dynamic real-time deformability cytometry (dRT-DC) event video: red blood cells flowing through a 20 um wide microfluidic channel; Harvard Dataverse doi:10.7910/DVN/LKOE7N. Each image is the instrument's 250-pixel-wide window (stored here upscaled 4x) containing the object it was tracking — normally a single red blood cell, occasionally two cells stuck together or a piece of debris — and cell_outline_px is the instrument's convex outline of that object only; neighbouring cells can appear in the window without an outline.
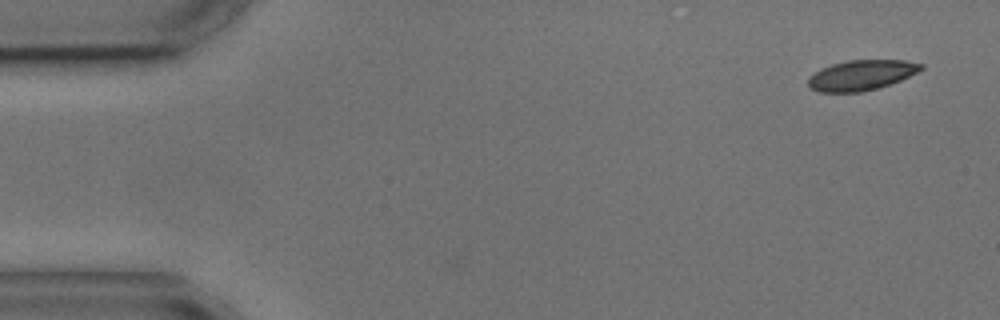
{"species": "common noctule bat (a hibernating species)", "species_latin": "Nyctalus noctula", "temperature_condition": "cold", "stored_images_in_passage": 5, "camera_frame_rate_fps": 3000, "um_per_image_px": 0.085, "animal": {"sex": "male", "body_mass_g": 17.9, "forearm_length_mm": 54.2}, "frame": {"image": 1, "passage_image": 1, "time_ms": 0.0, "image_size_px": [1000, 320], "cell_outline_px": [[924, 68], [900, 80], [876, 88], [860, 92], [820, 92], [808, 88], [808, 76], [820, 68], [832, 64], [848, 60], [904, 60], [924, 64]], "centroid_in_image_um": [73.16, 6.38], "position_along_channel_um": 11.8, "area_um2": 19.83}}
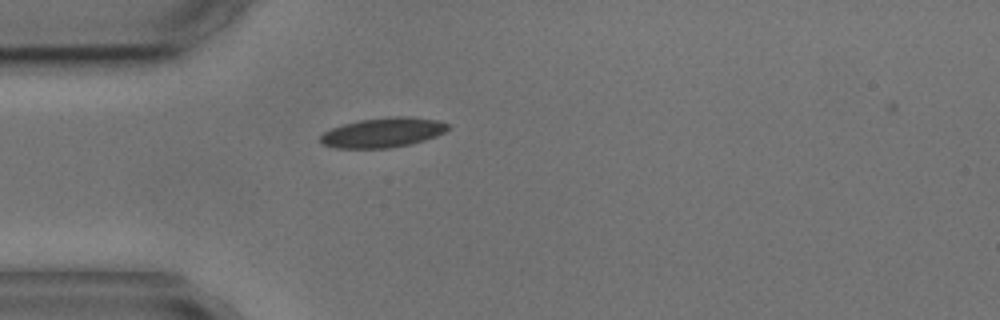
{"frame": {"image": 2, "passage_image": 4, "time_ms": 4.0, "image_size_px": [1000, 320], "cell_outline_px": [[452, 128], [436, 136], [424, 140], [408, 144], [388, 148], [336, 148], [324, 144], [320, 140], [320, 136], [324, 132], [332, 128], [344, 124], [360, 120], [388, 116], [408, 116], [440, 120], [452, 124]], "centroid_in_image_um": [32.62, 11.25], "position_along_channel_um": 52.4, "area_um2": 22.2}}